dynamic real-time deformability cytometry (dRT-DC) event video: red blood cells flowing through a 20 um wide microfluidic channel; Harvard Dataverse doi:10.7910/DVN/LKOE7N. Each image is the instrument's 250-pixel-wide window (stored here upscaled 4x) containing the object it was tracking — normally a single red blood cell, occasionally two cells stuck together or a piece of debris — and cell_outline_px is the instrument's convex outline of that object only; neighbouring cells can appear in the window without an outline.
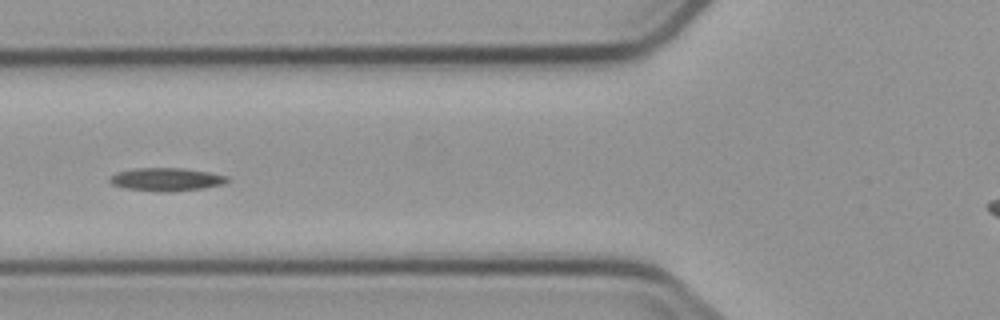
{"species": "common noctule bat (a hibernating species)", "species_latin": "Nyctalus noctula", "temperature_condition": "cold", "stored_images_in_passage": 5, "camera_frame_rate_fps": 3000, "um_per_image_px": 0.085, "animal": {"sex": "male", "body_mass_g": 23.1, "forearm_length_mm": 52.7}, "frame": {"image": 1, "passage_image": 5, "time_ms": 5.667, "image_size_px": [1000, 320], "cell_outline_px": [[232, 180], [224, 184], [204, 188], [168, 192], [156, 192], [124, 188], [112, 184], [108, 180], [112, 176], [120, 172], [136, 168], [184, 168], [208, 172], [228, 176]], "centroid_in_image_um": [14.2, 15.26], "position_along_channel_um": 111.6, "area_um2": 15.9}}